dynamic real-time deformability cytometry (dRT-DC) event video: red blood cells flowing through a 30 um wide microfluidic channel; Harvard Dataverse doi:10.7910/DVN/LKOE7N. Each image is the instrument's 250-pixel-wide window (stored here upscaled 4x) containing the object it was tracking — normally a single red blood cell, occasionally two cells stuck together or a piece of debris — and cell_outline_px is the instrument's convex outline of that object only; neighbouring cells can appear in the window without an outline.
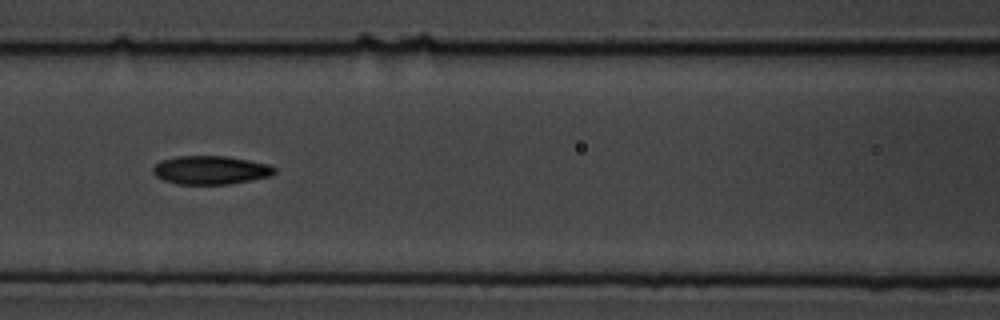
{"species": "common noctule bat (a hibernating species)", "species_latin": "Nyctalus noctula", "temperature_condition": "cold", "stored_images_in_passage": 10, "camera_frame_rate_fps": 3000, "um_per_image_px": 0.085, "animal": {"sex": "male", "body_mass_g": 19.5, "forearm_length_mm": 54.6}, "frame": {"image": 1, "passage_image": 4, "time_ms": 3.333, "image_size_px": [1000, 320], "cell_outline_px": [[276, 172], [272, 176], [252, 180], [228, 184], [176, 184], [164, 180], [156, 176], [152, 172], [152, 168], [160, 160], [176, 156], [228, 156], [272, 164], [276, 168]], "centroid_in_image_um": [17.94, 14.45], "position_along_channel_um": 148.7, "area_um2": 20.52}}
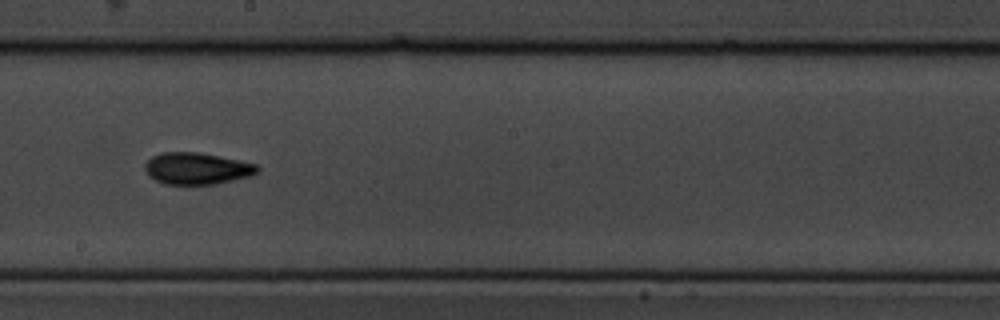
{"frame": {"image": 2, "passage_image": 6, "time_ms": 5.667, "image_size_px": [1000, 320], "cell_outline_px": [[260, 172], [252, 176], [216, 184], [164, 184], [148, 176], [144, 168], [144, 164], [152, 156], [164, 152], [200, 152], [256, 164], [260, 168]], "centroid_in_image_um": [16.75, 14.32], "position_along_channel_um": 231.5, "area_um2": 20.92}}
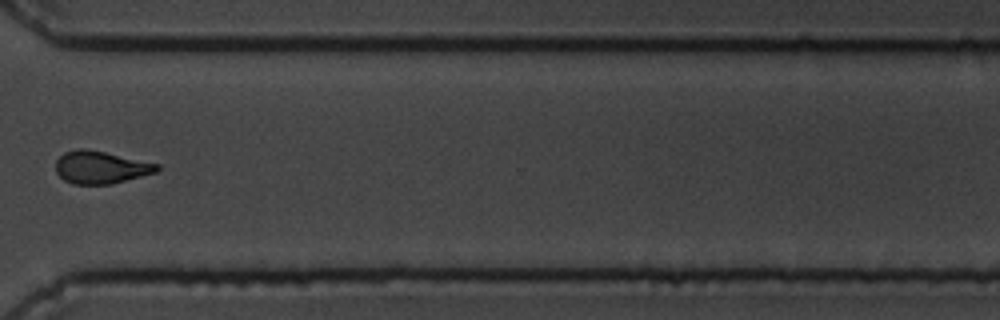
{"frame": {"image": 3, "passage_image": 9, "time_ms": 9.333, "image_size_px": [1000, 320], "cell_outline_px": [[160, 168], [156, 172], [112, 184], [72, 184], [64, 180], [56, 172], [56, 160], [64, 152], [76, 148], [84, 148], [104, 152], [160, 164]], "centroid_in_image_um": [8.54, 14.22], "position_along_channel_um": 362.1, "area_um2": 19.19}}